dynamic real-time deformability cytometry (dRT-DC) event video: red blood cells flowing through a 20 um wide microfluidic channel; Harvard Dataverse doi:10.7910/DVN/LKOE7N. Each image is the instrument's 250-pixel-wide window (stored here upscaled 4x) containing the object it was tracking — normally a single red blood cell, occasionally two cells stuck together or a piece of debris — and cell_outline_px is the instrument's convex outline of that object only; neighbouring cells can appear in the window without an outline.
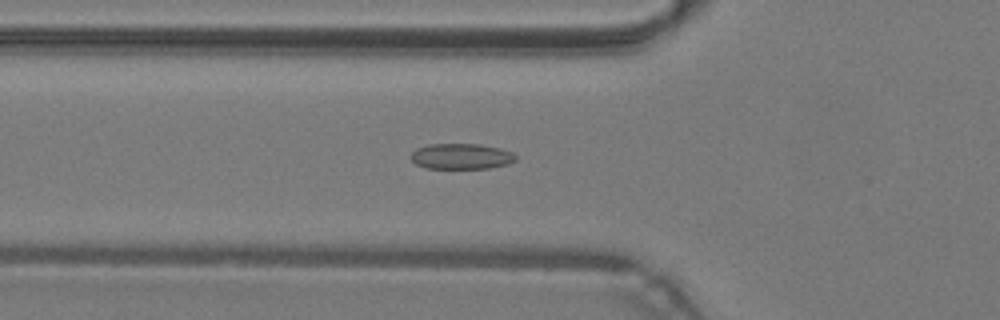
{"species": "common noctule bat (a hibernating species)", "species_latin": "Nyctalus noctula", "temperature_condition": "warm", "stored_images_in_passage": 49, "camera_frame_rate_fps": 3000, "um_per_image_px": 0.085, "animal": {"sex": "male", "body_mass_g": 19.2, "forearm_length_mm": 51.8}, "frame": {"image": 1, "passage_image": 18, "time_ms": 5.667, "image_size_px": [1000, 320], "cell_outline_px": [[516, 160], [508, 164], [488, 168], [428, 168], [416, 164], [412, 160], [412, 152], [416, 148], [428, 144], [480, 144], [500, 148], [512, 152], [516, 156]], "centroid_in_image_um": [39.22, 13.28], "position_along_channel_um": 86.6, "area_um2": 15.61}}
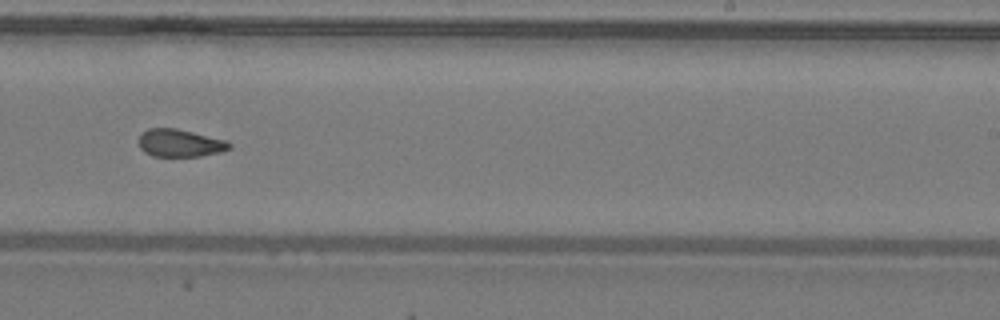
{"frame": {"image": 2, "passage_image": 31, "time_ms": 10.0, "image_size_px": [1000, 320], "cell_outline_px": [[232, 148], [220, 152], [200, 156], [152, 156], [144, 152], [140, 148], [140, 132], [148, 128], [176, 128], [228, 140], [232, 144]], "centroid_in_image_um": [15.32, 12.15], "position_along_channel_um": 273.7, "area_um2": 14.74}}
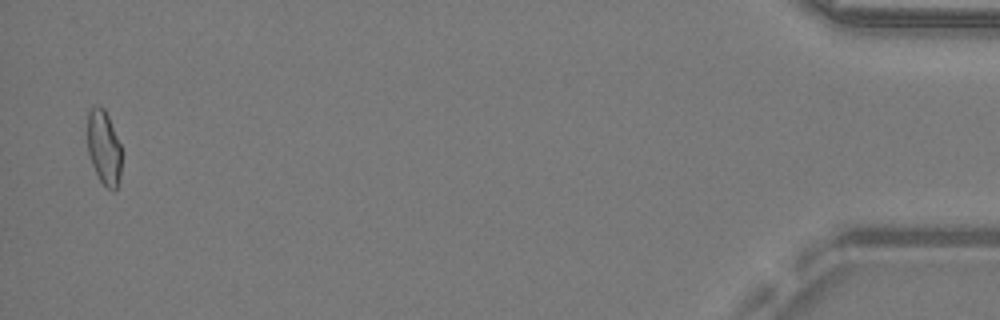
{"frame": {"image": 3, "passage_image": 48, "time_ms": 15.667, "image_size_px": [1000, 320], "cell_outline_px": [[120, 176], [116, 188], [112, 192], [100, 180], [92, 164], [88, 152], [88, 112], [96, 104], [100, 104], [104, 108], [108, 116], [120, 144]], "centroid_in_image_um": [8.82, 12.51], "position_along_channel_um": 426.4, "area_um2": 14.57}, "authors_computed_cell_mechanics": {"area_um2": 15.3748, "velocity_mm_per_s": 4.3101, "shape_relaxation_time_tau1_ms": null, "shape_relaxation_time_tau2_ms": 1.67, "deformation_change_tau1": null, "deformation_change_tau2": 0.074}}